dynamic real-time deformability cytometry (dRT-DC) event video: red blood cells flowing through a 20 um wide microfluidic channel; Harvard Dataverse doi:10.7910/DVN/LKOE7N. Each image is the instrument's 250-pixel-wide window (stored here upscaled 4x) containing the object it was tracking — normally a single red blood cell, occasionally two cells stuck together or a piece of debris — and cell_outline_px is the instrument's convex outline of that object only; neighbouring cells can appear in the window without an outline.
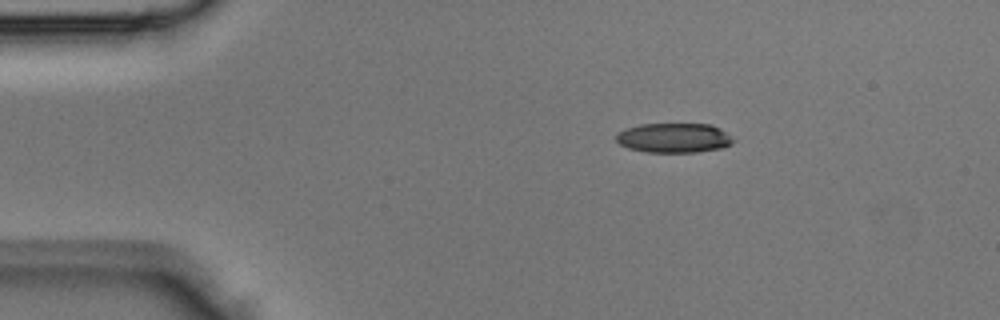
{"species": "Egyptian fruit bat (a non-hibernating species)", "species_latin": "Rousettus aegyptiacus", "temperature_condition": "room temperature", "stored_images_in_passage": 3, "camera_frame_rate_fps": 3000, "um_per_image_px": 0.085, "animal": {"sex": "male"}, "frame": {"image": 1, "passage_image": 1, "time_ms": 0.0, "image_size_px": [1000, 320], "cell_outline_px": [[736, 140], [732, 144], [720, 148], [696, 152], [644, 152], [628, 148], [620, 144], [616, 140], [616, 132], [624, 128], [640, 124], [712, 124], [720, 128]], "centroid_in_image_um": [57.26, 11.71], "position_along_channel_um": 27.7, "area_um2": 20.4}}
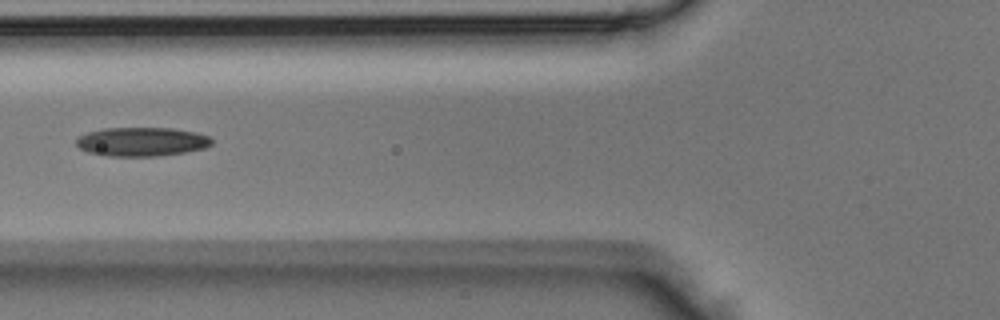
{"frame": {"image": 2, "passage_image": 3, "time_ms": 0.667, "image_size_px": [1000, 320], "cell_outline_px": [[212, 144], [204, 148], [184, 152], [160, 156], [108, 156], [88, 152], [80, 148], [76, 144], [76, 140], [80, 136], [88, 132], [104, 128], [172, 128], [196, 132], [208, 136], [212, 140]], "centroid_in_image_um": [12.05, 12.04], "position_along_channel_um": 113.8, "area_um2": 22.77}}